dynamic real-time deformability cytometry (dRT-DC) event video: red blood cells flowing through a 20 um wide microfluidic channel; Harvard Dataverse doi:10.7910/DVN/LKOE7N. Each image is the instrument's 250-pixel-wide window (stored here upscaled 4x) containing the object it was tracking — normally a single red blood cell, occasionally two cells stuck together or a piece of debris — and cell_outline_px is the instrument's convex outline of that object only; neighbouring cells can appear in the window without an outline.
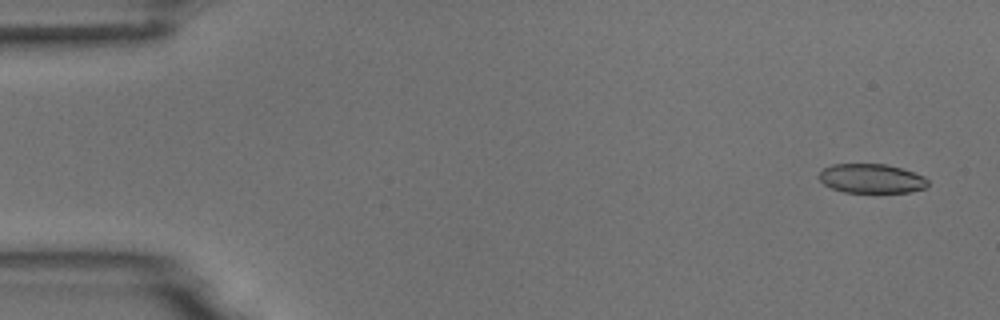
{"species": "common noctule bat (a hibernating species)", "species_latin": "Nyctalus noctula", "temperature_condition": "room temperature", "stored_images_in_passage": 55, "camera_frame_rate_fps": 3000, "um_per_image_px": 0.085, "animal": {"sex": "male", "body_mass_g": 18.8}, "frame": {"image": 1, "passage_image": 3, "time_ms": 0.667, "image_size_px": [1000, 320], "cell_outline_px": [[928, 184], [924, 188], [908, 192], [844, 192], [832, 188], [824, 184], [820, 180], [820, 172], [824, 168], [832, 164], [884, 164], [900, 168], [924, 176], [928, 180]], "centroid_in_image_um": [74.07, 15.17], "position_along_channel_um": 10.9, "area_um2": 18.32}}
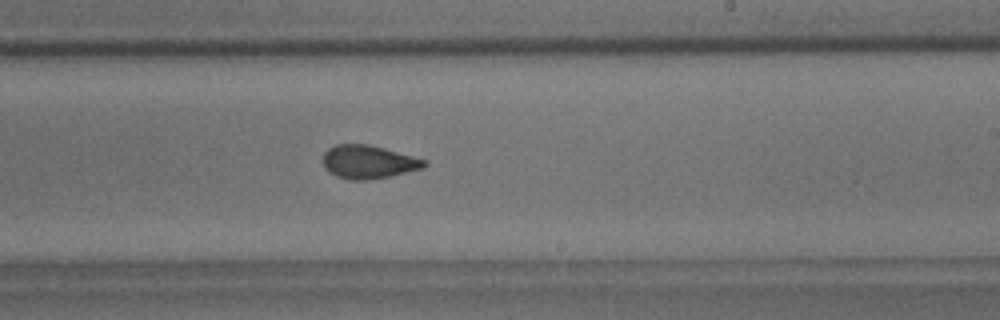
{"frame": {"image": 2, "passage_image": 33, "time_ms": 10.667, "image_size_px": [1000, 320], "cell_outline_px": [[428, 164], [424, 168], [388, 176], [368, 180], [352, 180], [336, 176], [328, 172], [324, 168], [324, 152], [328, 148], [336, 144], [368, 144], [384, 148], [428, 160]], "centroid_in_image_um": [31.32, 13.76], "position_along_channel_um": 257.7, "area_um2": 19.71}}
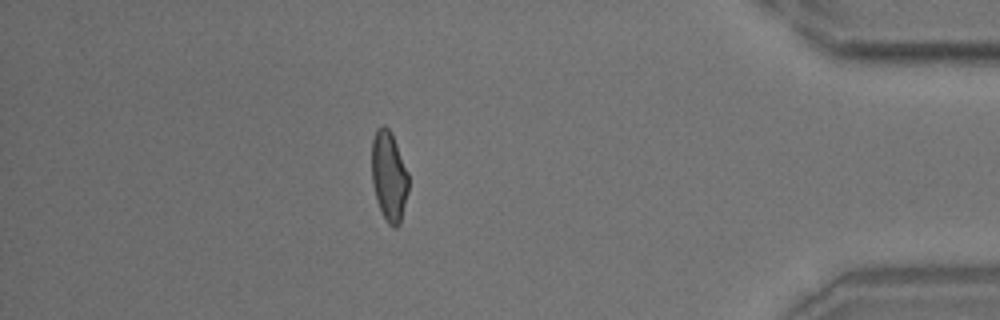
{"frame": {"image": 3, "passage_image": 48, "time_ms": 15.667, "image_size_px": [1000, 320], "cell_outline_px": [[408, 192], [400, 224], [396, 228], [392, 228], [388, 224], [376, 200], [372, 184], [372, 140], [376, 128], [384, 124], [392, 132], [408, 172]], "centroid_in_image_um": [33.06, 14.96], "position_along_channel_um": 402.1, "area_um2": 19.48}, "authors_computed_cell_mechanics": {"area_um2": 19.652, "velocity_mm_per_s": 3.7124, "shape_relaxation_time_tau1_ms": 6.0138, "shape_relaxation_time_tau2_ms": 1.5648, "deformation_change_tau1": 0.1526, "deformation_change_tau2": 0.0784}}